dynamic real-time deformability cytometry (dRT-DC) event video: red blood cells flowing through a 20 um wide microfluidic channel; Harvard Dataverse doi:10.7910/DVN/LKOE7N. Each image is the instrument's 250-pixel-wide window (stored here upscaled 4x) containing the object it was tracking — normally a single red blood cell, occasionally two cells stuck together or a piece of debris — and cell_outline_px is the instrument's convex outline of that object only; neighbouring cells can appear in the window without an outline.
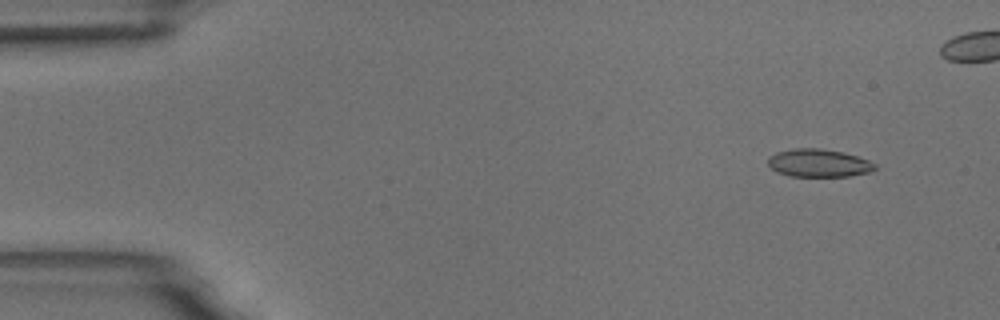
{"species": "common noctule bat (a hibernating species)", "species_latin": "Nyctalus noctula", "temperature_condition": "room temperature", "stored_images_in_passage": 6, "camera_frame_rate_fps": 3000, "um_per_image_px": 0.085, "animal": {"sex": "male", "body_mass_g": 18.8}, "frame": {"image": 1, "passage_image": 2, "time_ms": 1.0, "image_size_px": [1000, 320], "cell_outline_px": [[876, 168], [872, 172], [848, 176], [788, 176], [776, 172], [768, 164], [768, 156], [776, 152], [796, 148], [820, 148], [844, 152], [868, 160], [876, 164]], "centroid_in_image_um": [69.58, 13.86], "position_along_channel_um": 15.4, "area_um2": 17.51}}